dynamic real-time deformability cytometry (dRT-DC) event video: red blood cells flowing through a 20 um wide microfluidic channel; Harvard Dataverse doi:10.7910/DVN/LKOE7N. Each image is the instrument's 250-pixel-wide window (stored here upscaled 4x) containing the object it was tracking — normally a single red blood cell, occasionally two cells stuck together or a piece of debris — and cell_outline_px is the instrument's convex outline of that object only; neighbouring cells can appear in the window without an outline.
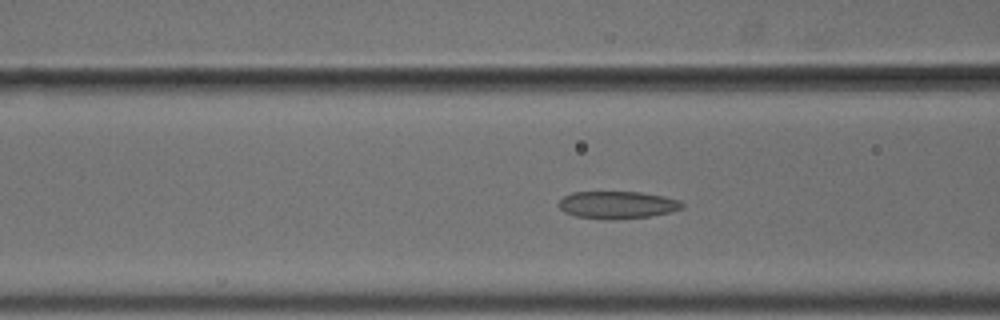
{"species": "common noctule bat (a hibernating species)", "species_latin": "Nyctalus noctula", "temperature_condition": "cold", "stored_images_in_passage": 57, "segment_of_instrument_passage": [1, 2], "camera_frame_rate_fps": 3000, "um_per_image_px": 0.085, "animal": {"sex": "male", "body_mass_g": 18.8}, "frame": {"image": 1, "passage_image": 23, "time_ms": 7.333, "image_size_px": [1000, 320], "cell_outline_px": [[684, 208], [672, 212], [652, 216], [612, 220], [604, 220], [576, 216], [564, 212], [560, 208], [560, 200], [564, 196], [572, 192], [640, 192], [664, 196], [680, 200], [684, 204]], "centroid_in_image_um": [52.52, 17.42], "position_along_channel_um": 114.1, "area_um2": 19.94}}
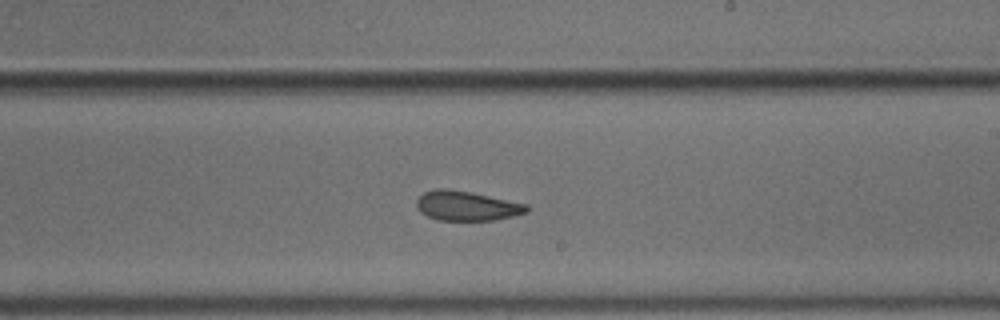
{"frame": {"image": 2, "passage_image": 34, "time_ms": 11.0, "image_size_px": [1000, 320], "cell_outline_px": [[532, 208], [528, 212], [496, 220], [436, 220], [420, 212], [416, 208], [416, 200], [424, 192], [436, 188], [444, 188], [472, 192], [528, 204]], "centroid_in_image_um": [39.69, 17.49], "position_along_channel_um": 249.3, "area_um2": 19.25}}
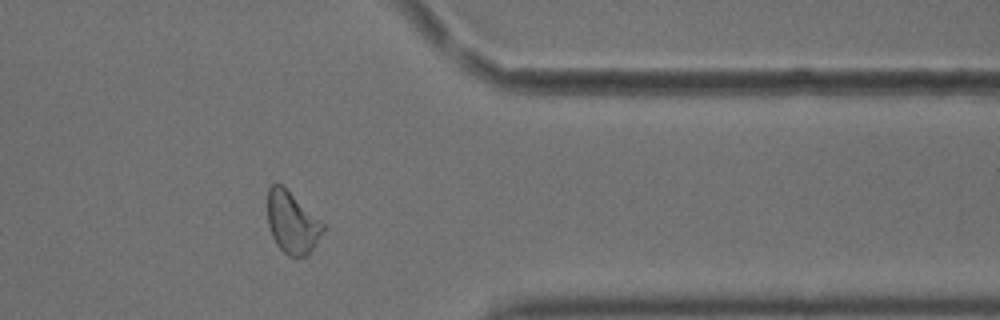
{"frame": {"image": 3, "passage_image": 46, "time_ms": 15.0, "image_size_px": [1000, 320], "cell_outline_px": [[324, 228], [308, 256], [288, 256], [276, 244], [272, 236], [268, 224], [268, 188], [272, 184], [280, 184], [320, 220], [324, 224]], "centroid_in_image_um": [24.81, 18.94], "position_along_channel_um": 386.6, "area_um2": 19.42}}